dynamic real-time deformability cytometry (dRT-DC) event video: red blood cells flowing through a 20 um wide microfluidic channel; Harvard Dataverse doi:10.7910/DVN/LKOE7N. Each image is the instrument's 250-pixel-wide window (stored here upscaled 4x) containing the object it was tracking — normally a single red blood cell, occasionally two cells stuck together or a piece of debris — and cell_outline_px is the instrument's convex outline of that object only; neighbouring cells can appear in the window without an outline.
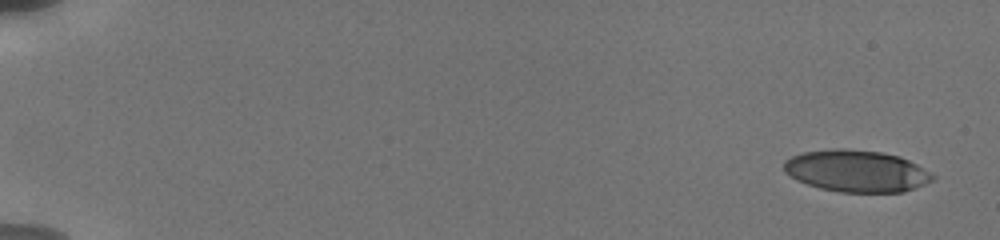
{"species": "human", "species_latin": "Homo sapiens", "temperature_condition": "cold", "stored_images_in_passage": 8, "camera_frame_rate_fps": 3000, "um_per_image_px": 0.085, "donor": {"sex": "male"}, "frame": {"image": 1, "passage_image": 1, "time_ms": 0.0, "image_size_px": [1000, 240], "cell_outline_px": [[936, 176], [932, 180], [924, 184], [904, 192], [840, 192], [820, 188], [796, 180], [784, 172], [784, 160], [792, 156], [804, 152], [832, 148], [848, 148], [880, 152], [900, 156], [916, 164]], "centroid_in_image_um": [72.77, 14.53], "position_along_channel_um": 12.2, "area_um2": 36.3}}
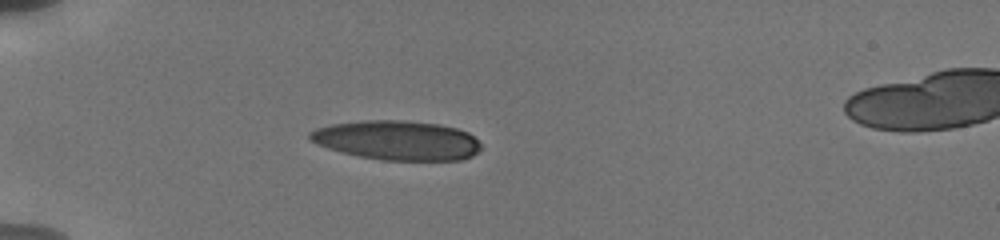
{"frame": {"image": 2, "passage_image": 6, "time_ms": 5.0, "image_size_px": [1000, 240], "cell_outline_px": [[480, 148], [472, 156], [460, 160], [384, 160], [360, 156], [328, 148], [316, 144], [308, 136], [308, 132], [316, 128], [332, 124], [360, 120], [404, 120], [440, 124], [456, 128], [468, 132], [480, 144]], "centroid_in_image_um": [33.74, 11.91], "position_along_channel_um": 51.3, "area_um2": 39.19}}
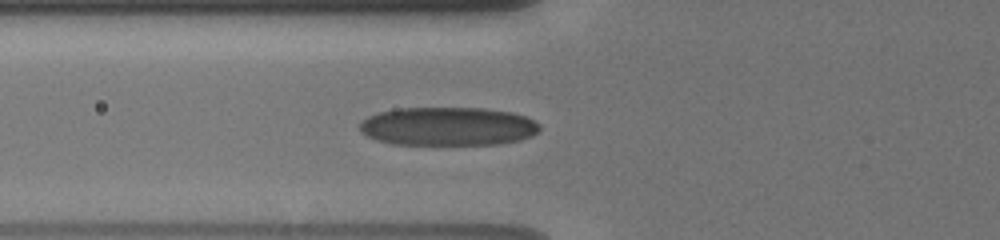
{"frame": {"image": 3, "passage_image": 8, "time_ms": 6.667, "image_size_px": [1000, 240], "cell_outline_px": [[540, 128], [532, 136], [520, 140], [496, 144], [392, 144], [376, 140], [360, 132], [360, 124], [368, 116], [380, 112], [396, 108], [484, 108], [512, 112], [524, 116], [540, 124]], "centroid_in_image_um": [38.07, 10.74], "position_along_channel_um": 87.7, "area_um2": 40.34}}